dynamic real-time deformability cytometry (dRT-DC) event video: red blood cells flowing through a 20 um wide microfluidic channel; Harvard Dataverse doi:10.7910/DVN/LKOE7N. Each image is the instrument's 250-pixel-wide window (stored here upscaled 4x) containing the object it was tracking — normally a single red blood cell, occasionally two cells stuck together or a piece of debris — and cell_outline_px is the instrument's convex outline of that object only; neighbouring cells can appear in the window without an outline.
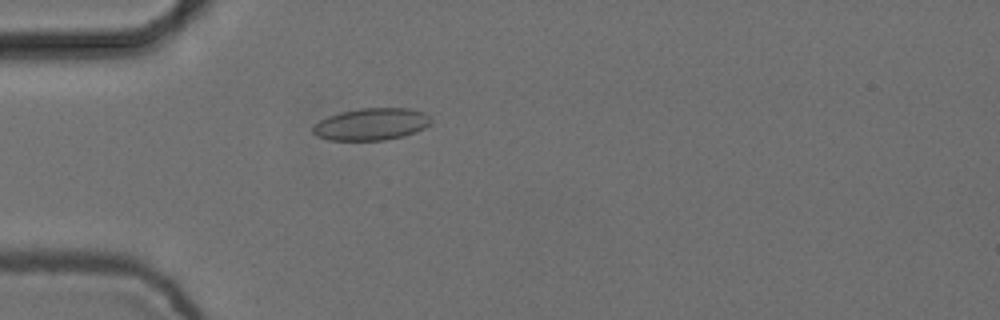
{"species": "common noctule bat (a hibernating species)", "species_latin": "Nyctalus noctula", "temperature_condition": "cold", "stored_images_in_passage": 4, "camera_frame_rate_fps": 3000, "um_per_image_px": 0.085, "animal": {"sex": "female", "body_mass_g": 24.6, "forearm_length_mm": 56.2}, "frame": {"image": 1, "passage_image": 4, "time_ms": 1.0, "image_size_px": [1000, 320], "cell_outline_px": [[432, 124], [416, 132], [404, 136], [384, 140], [328, 140], [316, 136], [312, 132], [312, 128], [320, 120], [328, 116], [340, 112], [360, 108], [408, 108], [424, 112], [432, 120]], "centroid_in_image_um": [31.58, 10.56], "position_along_channel_um": 53.4, "area_um2": 22.2}}